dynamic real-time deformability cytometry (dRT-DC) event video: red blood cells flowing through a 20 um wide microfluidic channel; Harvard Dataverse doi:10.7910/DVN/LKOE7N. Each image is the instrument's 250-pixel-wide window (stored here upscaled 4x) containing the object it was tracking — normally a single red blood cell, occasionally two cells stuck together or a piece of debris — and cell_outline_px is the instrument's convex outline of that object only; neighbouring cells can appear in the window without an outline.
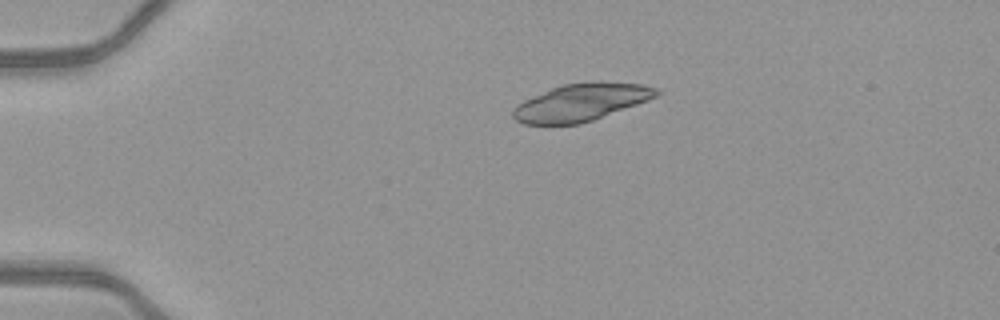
{"species": "common noctule bat (a hibernating species)", "species_latin": "Nyctalus noctula", "temperature_condition": "warm", "stored_images_in_passage": 40, "segment_of_instrument_passage": [1, 2], "camera_frame_rate_fps": 3000, "um_per_image_px": 0.085, "animal": {"sex": "female", "body_mass_g": 21.9}, "frame": {"image": 1, "passage_image": 1, "time_ms": 0.0, "image_size_px": [1000, 320], "cell_outline_px": [[660, 92], [656, 96], [648, 100], [592, 120], [580, 124], [524, 124], [516, 120], [512, 116], [512, 108], [516, 104], [524, 100], [552, 88], [564, 84], [588, 80], [592, 80], [644, 84], [656, 88]], "centroid_in_image_um": [49.38, 8.68], "position_along_channel_um": 35.6, "area_um2": 31.27}}